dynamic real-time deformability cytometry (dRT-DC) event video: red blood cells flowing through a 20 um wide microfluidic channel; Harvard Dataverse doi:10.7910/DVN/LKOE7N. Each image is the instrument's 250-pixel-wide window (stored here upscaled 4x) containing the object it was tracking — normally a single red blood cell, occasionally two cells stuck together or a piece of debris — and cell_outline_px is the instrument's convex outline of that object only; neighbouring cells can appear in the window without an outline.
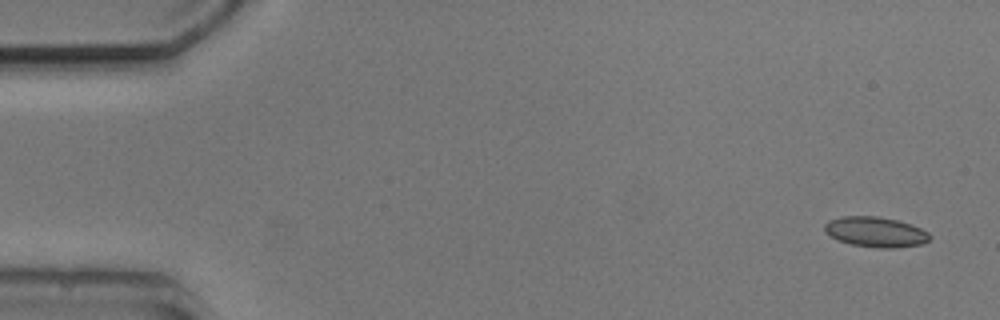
{"species": "common noctule bat (a hibernating species)", "species_latin": "Nyctalus noctula", "temperature_condition": "cold", "stored_images_in_passage": 4, "camera_frame_rate_fps": 3000, "um_per_image_px": 0.085, "animal": {"sex": "male", "body_mass_g": 20.5, "forearm_length_mm": 52.5}, "frame": {"image": 1, "passage_image": 1, "time_ms": 0.0, "image_size_px": [1000, 320], "cell_outline_px": [[932, 236], [928, 240], [920, 244], [896, 248], [876, 248], [852, 244], [836, 240], [824, 232], [824, 224], [828, 220], [840, 216], [880, 216], [912, 224], [928, 232]], "centroid_in_image_um": [74.39, 19.71], "position_along_channel_um": 10.6, "area_um2": 18.73}}
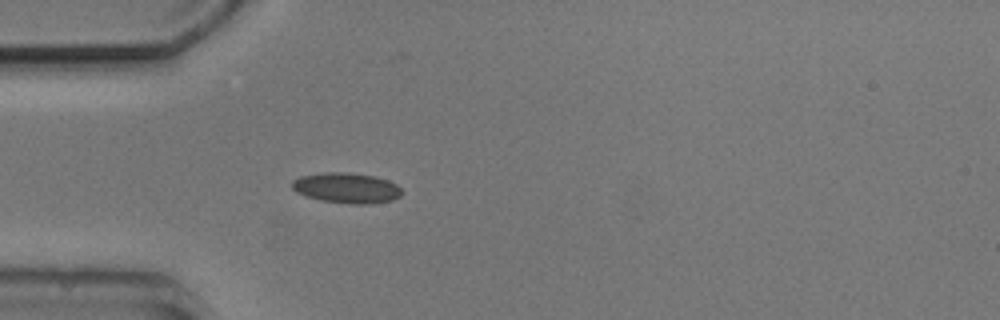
{"frame": {"image": 2, "passage_image": 4, "time_ms": 4.333, "image_size_px": [1000, 320], "cell_outline_px": [[404, 192], [400, 196], [392, 200], [368, 204], [348, 204], [320, 200], [296, 192], [292, 188], [292, 180], [300, 176], [324, 172], [344, 172], [376, 176], [388, 180], [396, 184]], "centroid_in_image_um": [29.47, 15.97], "position_along_channel_um": 55.5, "area_um2": 19.54}}